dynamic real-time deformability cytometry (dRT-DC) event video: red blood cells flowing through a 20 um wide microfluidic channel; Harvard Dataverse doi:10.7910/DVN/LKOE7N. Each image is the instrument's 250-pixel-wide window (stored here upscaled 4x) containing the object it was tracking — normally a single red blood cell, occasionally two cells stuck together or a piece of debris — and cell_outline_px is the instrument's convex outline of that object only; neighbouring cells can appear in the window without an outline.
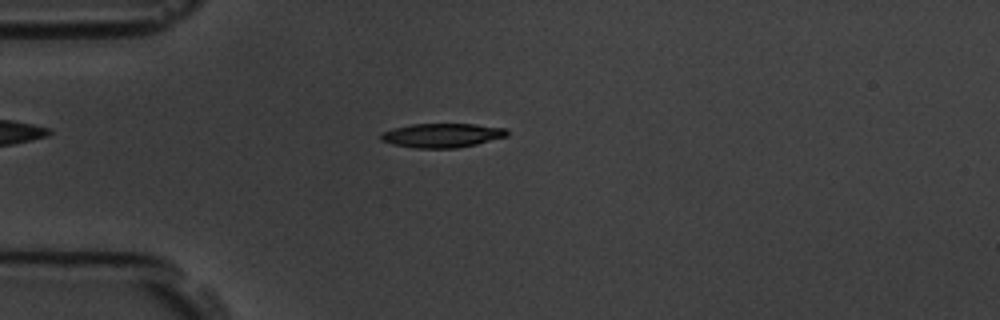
{"species": "common noctule bat (a hibernating species)", "species_latin": "Nyctalus noctula", "temperature_condition": "room temperature", "stored_images_in_passage": 4, "camera_frame_rate_fps": 3000, "um_per_image_px": 0.085, "animal": {"sex": "male", "body_mass_g": 19.5, "forearm_length_mm": 54.6}, "frame": {"image": 1, "passage_image": 4, "time_ms": 3.333, "image_size_px": [1000, 320], "cell_outline_px": [[508, 136], [476, 144], [456, 148], [416, 148], [392, 144], [380, 140], [380, 136], [384, 132], [392, 128], [412, 124], [476, 124], [508, 128]], "centroid_in_image_um": [37.6, 11.5], "position_along_channel_um": 47.4, "area_um2": 17.8}}